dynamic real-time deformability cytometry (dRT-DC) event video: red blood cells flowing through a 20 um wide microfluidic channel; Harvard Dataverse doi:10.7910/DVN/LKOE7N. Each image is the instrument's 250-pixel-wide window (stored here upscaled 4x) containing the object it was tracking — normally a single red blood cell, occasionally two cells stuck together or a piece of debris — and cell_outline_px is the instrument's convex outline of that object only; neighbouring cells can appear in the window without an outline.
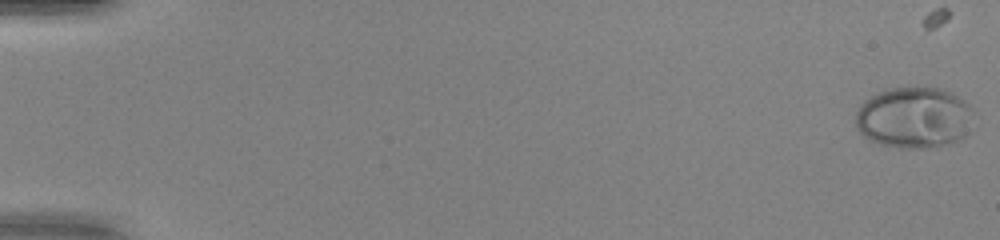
{"species": "human", "species_latin": "Homo sapiens", "temperature_condition": "warm", "stored_images_in_passage": 50, "camera_frame_rate_fps": 3000, "um_per_image_px": 0.085, "donor": {"sex": "female"}, "frame": {"image": 1, "passage_image": 1, "time_ms": 0.0, "image_size_px": [1000, 240], "cell_outline_px": [[972, 112], [968, 132], [964, 136], [948, 144], [924, 148], [896, 148], [880, 144], [868, 140], [856, 128], [856, 112], [860, 104], [864, 100], [888, 88], [940, 88], [952, 92], [964, 100], [972, 108]], "centroid_in_image_um": [77.67, 10.0], "position_along_channel_um": 7.3, "area_um2": 42.08}}
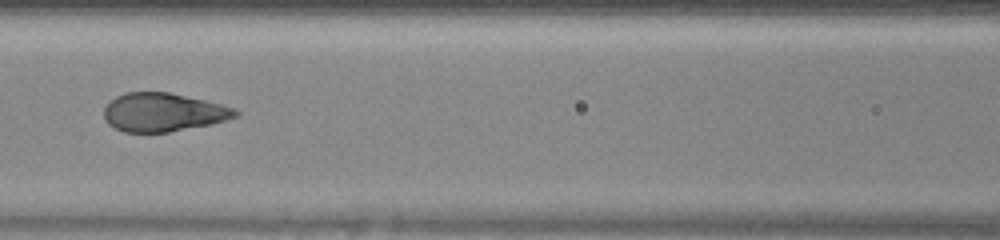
{"frame": {"image": 2, "passage_image": 25, "time_ms": 8.0, "image_size_px": [1000, 240], "cell_outline_px": [[240, 116], [212, 124], [168, 132], [124, 132], [108, 124], [104, 120], [104, 108], [116, 96], [124, 92], [168, 92], [204, 100], [220, 104], [232, 108], [240, 112]], "centroid_in_image_um": [13.87, 9.55], "position_along_channel_um": 152.7, "area_um2": 29.42}}
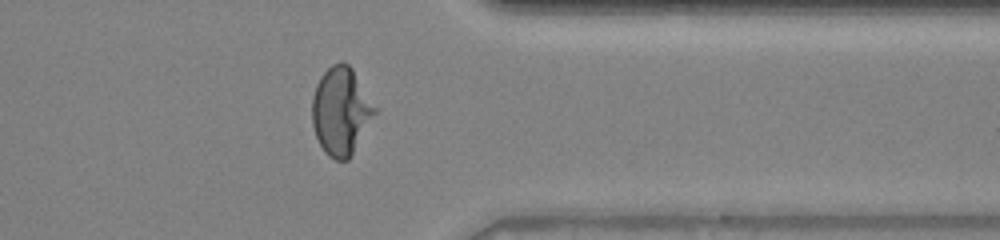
{"frame": {"image": 3, "passage_image": 42, "time_ms": 13.667, "image_size_px": [1000, 240], "cell_outline_px": [[376, 112], [348, 160], [336, 160], [328, 156], [324, 152], [316, 136], [312, 124], [312, 96], [316, 84], [320, 76], [332, 64], [340, 60], [348, 64], [352, 68], [376, 108]], "centroid_in_image_um": [28.95, 9.42], "position_along_channel_um": 382.5, "area_um2": 31.73}}